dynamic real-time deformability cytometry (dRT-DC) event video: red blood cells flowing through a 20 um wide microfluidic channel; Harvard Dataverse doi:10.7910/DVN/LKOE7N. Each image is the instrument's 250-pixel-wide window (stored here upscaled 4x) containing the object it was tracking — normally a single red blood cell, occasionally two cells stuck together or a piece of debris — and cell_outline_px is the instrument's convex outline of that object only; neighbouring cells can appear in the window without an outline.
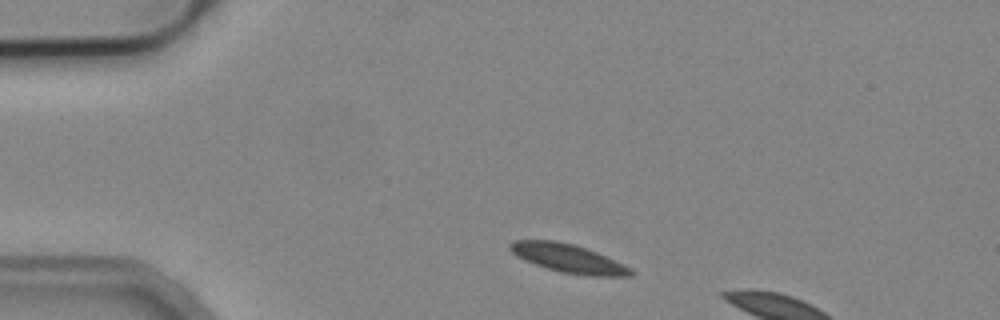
{"species": "common noctule bat (a hibernating species)", "species_latin": "Nyctalus noctula", "temperature_condition": "cold", "stored_images_in_passage": 2, "camera_frame_rate_fps": 3000, "um_per_image_px": 0.085, "animal": {"sex": "male", "body_mass_g": 19.2, "forearm_length_mm": 51.8}, "frame": {"image": 1, "passage_image": 1, "time_ms": 0.0, "image_size_px": [1000, 320], "cell_outline_px": [[636, 272], [632, 276], [588, 276], [560, 272], [524, 260], [516, 256], [508, 248], [508, 244], [512, 240], [556, 240], [572, 244], [596, 252], [632, 268]], "centroid_in_image_um": [48.3, 21.96], "position_along_channel_um": 36.7, "area_um2": 20.06}}